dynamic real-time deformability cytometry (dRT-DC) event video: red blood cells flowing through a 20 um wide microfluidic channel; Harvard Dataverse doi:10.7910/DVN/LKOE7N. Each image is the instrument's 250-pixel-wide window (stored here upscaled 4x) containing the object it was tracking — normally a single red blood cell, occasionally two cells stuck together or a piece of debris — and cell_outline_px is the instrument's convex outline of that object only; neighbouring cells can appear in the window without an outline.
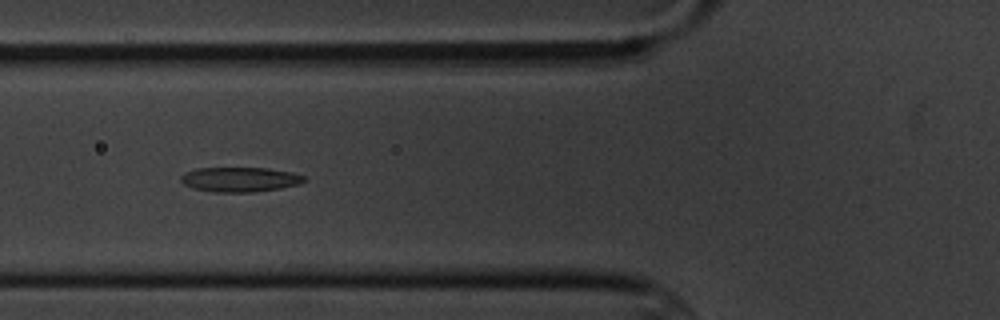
{"species": "common noctule bat (a hibernating species)", "species_latin": "Nyctalus noctula", "temperature_condition": "cold", "stored_images_in_passage": 16, "segment_of_instrument_passage": [1, 2], "camera_frame_rate_fps": 3000, "um_per_image_px": 0.085, "animal": {"sex": "male", "body_mass_g": 20.1, "forearm_length_mm": 53.5}, "frame": {"image": 1, "passage_image": 6, "time_ms": 6.667, "image_size_px": [1000, 320], "cell_outline_px": [[308, 180], [300, 184], [280, 188], [256, 192], [212, 192], [192, 188], [184, 184], [180, 180], [180, 176], [184, 172], [196, 168], [268, 168], [292, 172], [304, 176]], "centroid_in_image_um": [20.39, 15.25], "position_along_channel_um": 105.4, "area_um2": 17.98}}
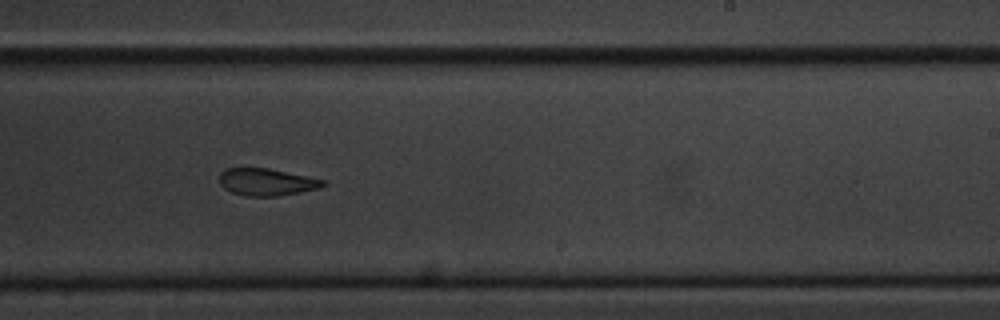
{"frame": {"image": 2, "passage_image": 10, "time_ms": 11.333, "image_size_px": [1000, 320], "cell_outline_px": [[328, 184], [320, 188], [300, 192], [276, 196], [244, 196], [232, 192], [224, 188], [220, 184], [220, 172], [224, 168], [268, 168], [324, 180]], "centroid_in_image_um": [22.65, 15.47], "position_along_channel_um": 266.4, "area_um2": 16.36}}
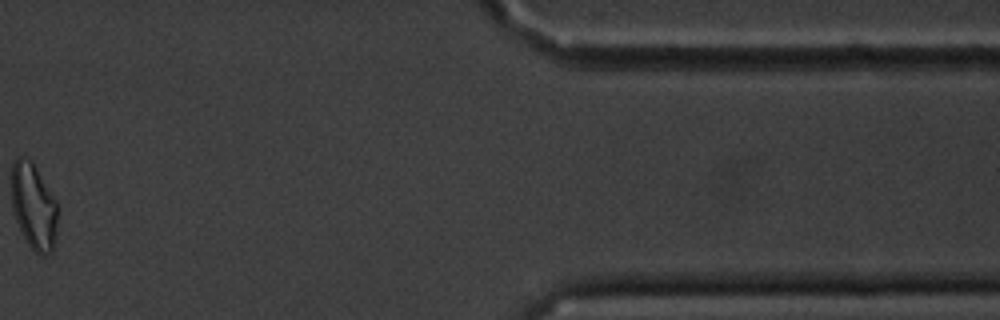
{"frame": {"image": 3, "passage_image": 14, "time_ms": 17.0, "image_size_px": [1000, 320], "cell_outline_px": [[56, 228], [52, 252], [44, 256], [40, 256], [28, 244], [16, 220], [12, 208], [12, 164], [16, 156], [20, 156], [32, 160], [56, 200]], "centroid_in_image_um": [2.85, 17.51], "position_along_channel_um": 408.6, "area_um2": 22.95}}